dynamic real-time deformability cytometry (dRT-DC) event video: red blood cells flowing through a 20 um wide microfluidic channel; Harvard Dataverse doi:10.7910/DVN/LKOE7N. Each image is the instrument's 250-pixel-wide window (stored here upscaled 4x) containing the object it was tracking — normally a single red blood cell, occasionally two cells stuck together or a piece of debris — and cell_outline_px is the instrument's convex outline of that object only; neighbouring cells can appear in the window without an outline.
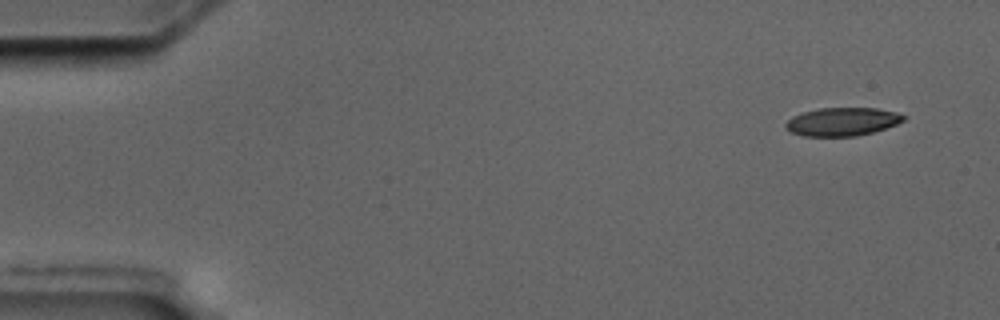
{"species": "common noctule bat (a hibernating species)", "species_latin": "Nyctalus noctula", "temperature_condition": "cold", "stored_images_in_passage": 6, "camera_frame_rate_fps": 3000, "um_per_image_px": 0.085, "animal": {"sex": "male", "body_mass_g": 17.5, "forearm_length_mm": 52.3}, "frame": {"image": 1, "passage_image": 1, "time_ms": 0.0, "image_size_px": [1000, 320], "cell_outline_px": [[908, 116], [904, 120], [896, 124], [872, 132], [856, 136], [804, 136], [792, 132], [784, 124], [792, 116], [804, 112], [820, 108], [876, 108], [896, 112]], "centroid_in_image_um": [71.61, 10.34], "position_along_channel_um": 13.4, "area_um2": 19.25}}
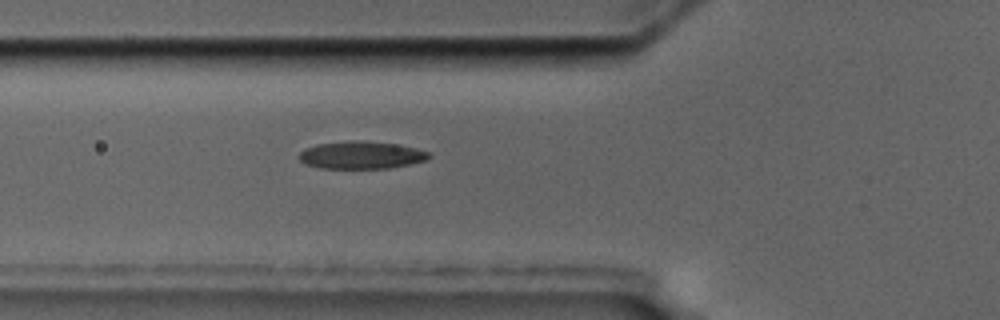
{"frame": {"image": 2, "passage_image": 6, "time_ms": 5.667, "image_size_px": [1000, 320], "cell_outline_px": [[432, 156], [428, 160], [388, 168], [320, 168], [304, 164], [296, 156], [304, 148], [316, 144], [348, 140], [364, 140], [396, 144], [416, 148], [432, 152]], "centroid_in_image_um": [30.69, 13.17], "position_along_channel_um": 95.1, "area_um2": 21.21}}